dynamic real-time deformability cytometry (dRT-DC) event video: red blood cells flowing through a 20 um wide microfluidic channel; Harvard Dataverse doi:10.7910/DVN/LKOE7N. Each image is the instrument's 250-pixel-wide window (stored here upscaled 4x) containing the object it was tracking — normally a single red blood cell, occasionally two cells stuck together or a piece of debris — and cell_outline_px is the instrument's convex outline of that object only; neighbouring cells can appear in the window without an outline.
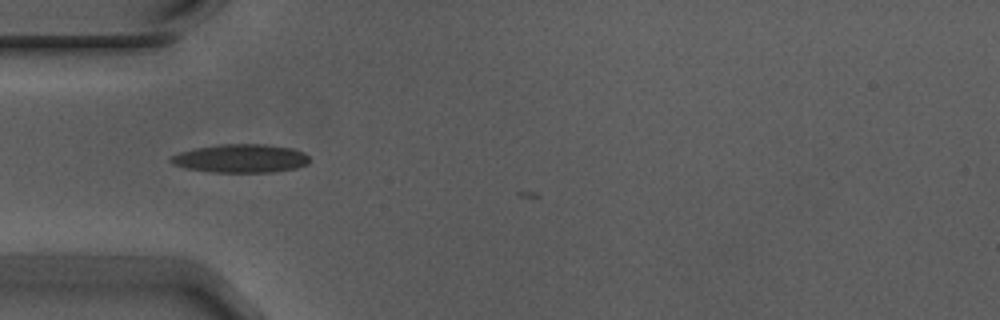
{"species": "Egyptian fruit bat (a non-hibernating species)", "species_latin": "Rousettus aegyptiacus", "temperature_condition": "warm", "stored_images_in_passage": 6, "camera_frame_rate_fps": 3000, "um_per_image_px": 0.085, "animal": {"sex": "male"}, "frame": {"image": 1, "passage_image": 5, "time_ms": 1.333, "image_size_px": [1000, 320], "cell_outline_px": [[308, 164], [296, 168], [272, 172], [212, 172], [184, 168], [172, 164], [168, 160], [172, 156], [180, 152], [196, 148], [220, 144], [264, 144], [292, 148], [304, 152], [308, 156]], "centroid_in_image_um": [20.45, 13.47], "position_along_channel_um": 64.5, "area_um2": 23.0}}